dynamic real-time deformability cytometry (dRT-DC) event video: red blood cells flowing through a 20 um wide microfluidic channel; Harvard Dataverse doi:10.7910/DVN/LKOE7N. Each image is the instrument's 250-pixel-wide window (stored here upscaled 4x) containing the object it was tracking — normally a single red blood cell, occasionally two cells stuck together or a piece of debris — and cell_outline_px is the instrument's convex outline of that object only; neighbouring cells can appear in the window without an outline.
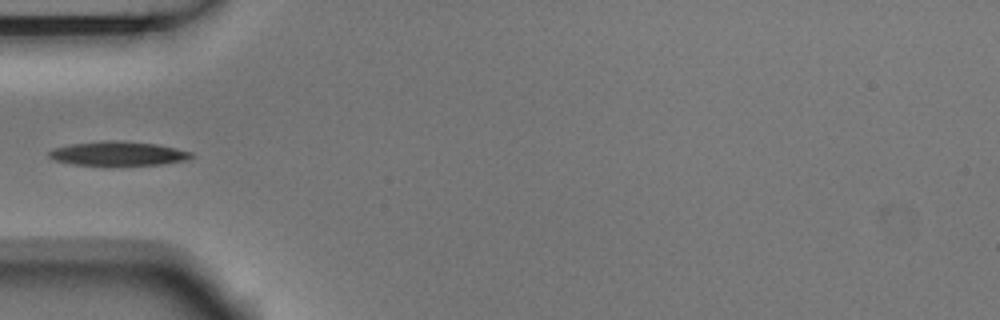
{"species": "Egyptian fruit bat (a non-hibernating species)", "species_latin": "Rousettus aegyptiacus", "temperature_condition": "room temperature", "stored_images_in_passage": 2, "camera_frame_rate_fps": 3000, "um_per_image_px": 0.085, "animal": {"sex": "male"}, "frame": {"image": 1, "passage_image": 2, "time_ms": 0.333, "image_size_px": [1000, 320], "cell_outline_px": [[196, 156], [188, 160], [160, 164], [108, 168], [104, 168], [72, 164], [56, 160], [48, 156], [48, 152], [56, 148], [72, 144], [100, 140], [120, 140], [156, 144], [176, 148], [192, 152]], "centroid_in_image_um": [10.06, 13.09], "position_along_channel_um": 74.9, "area_um2": 21.04}}